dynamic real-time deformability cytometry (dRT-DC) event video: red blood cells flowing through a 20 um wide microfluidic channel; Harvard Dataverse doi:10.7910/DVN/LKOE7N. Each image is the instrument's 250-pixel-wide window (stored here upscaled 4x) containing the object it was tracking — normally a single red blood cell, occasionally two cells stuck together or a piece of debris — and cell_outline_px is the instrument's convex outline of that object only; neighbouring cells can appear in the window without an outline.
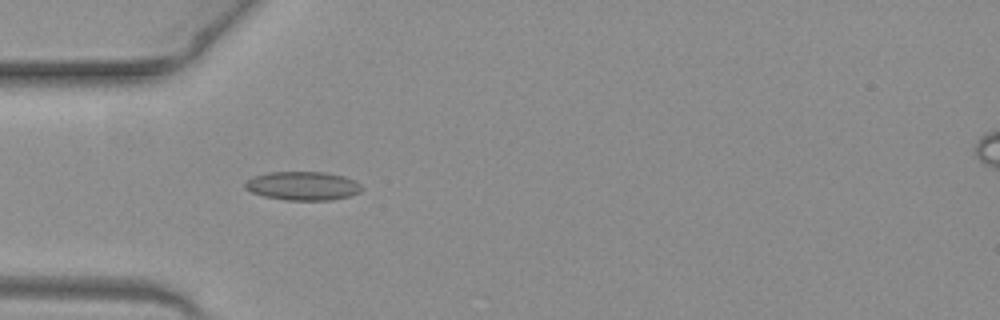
{"species": "common noctule bat (a hibernating species)", "species_latin": "Nyctalus noctula", "temperature_condition": "warm", "stored_images_in_passage": 20, "camera_frame_rate_fps": 3000, "um_per_image_px": 0.085, "animal": {"sex": "female", "body_mass_g": 19.3, "forearm_length_mm": 54.1}, "frame": {"image": 1, "passage_image": 5, "time_ms": 1.333, "image_size_px": [1000, 320], "cell_outline_px": [[364, 188], [360, 192], [348, 196], [332, 200], [284, 200], [264, 196], [252, 192], [244, 188], [244, 184], [252, 176], [268, 172], [324, 172], [344, 176], [360, 184]], "centroid_in_image_um": [25.72, 15.8], "position_along_channel_um": 59.3, "area_um2": 19.54}}
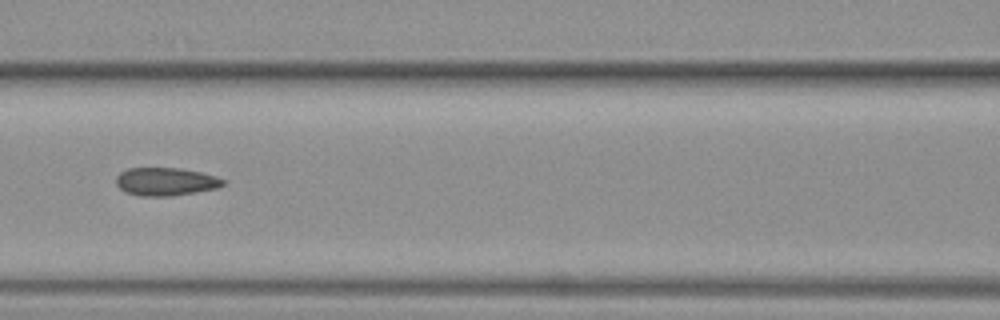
{"frame": {"image": 2, "passage_image": 12, "time_ms": 3.667, "image_size_px": [1000, 320], "cell_outline_px": [[224, 184], [216, 188], [196, 192], [172, 196], [140, 196], [124, 192], [116, 184], [116, 176], [120, 172], [128, 168], [180, 168], [200, 172], [216, 176], [224, 180]], "centroid_in_image_um": [14.05, 15.44], "position_along_channel_um": 152.6, "area_um2": 17.51}}
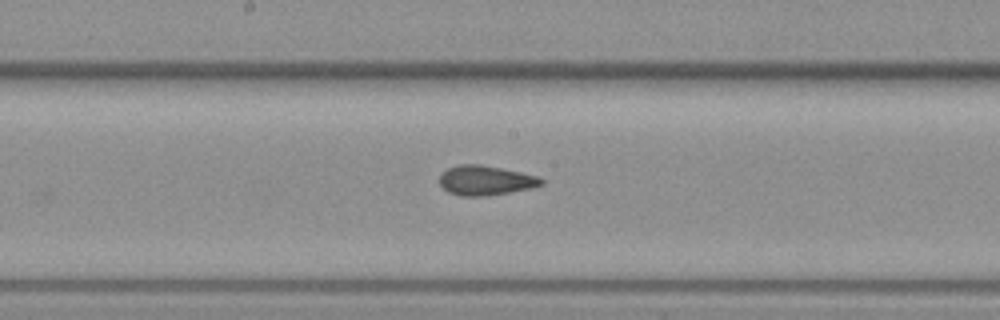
{"frame": {"image": 3, "passage_image": 16, "time_ms": 5.0, "image_size_px": [1000, 320], "cell_outline_px": [[544, 184], [532, 188], [484, 196], [464, 196], [448, 192], [440, 184], [440, 172], [448, 168], [460, 164], [480, 164], [520, 172], [536, 176], [544, 180]], "centroid_in_image_um": [41.25, 15.33], "position_along_channel_um": 206.9, "area_um2": 17.46}}